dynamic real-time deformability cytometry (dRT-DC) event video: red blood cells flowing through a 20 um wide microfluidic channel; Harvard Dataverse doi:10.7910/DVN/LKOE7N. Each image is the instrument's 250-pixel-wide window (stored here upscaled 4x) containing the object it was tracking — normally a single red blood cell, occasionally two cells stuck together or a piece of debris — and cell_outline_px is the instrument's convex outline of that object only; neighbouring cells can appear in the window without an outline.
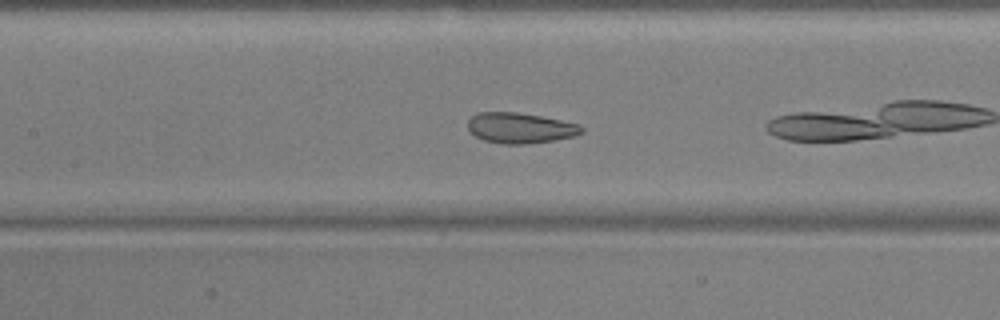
{"species": "common noctule bat (a hibernating species)", "species_latin": "Nyctalus noctula", "temperature_condition": "warm", "stored_images_in_passage": 42, "camera_frame_rate_fps": 3000, "um_per_image_px": 0.085, "animal": {"sex": "male", "body_mass_g": 17.9, "forearm_length_mm": 54.2}, "frame": {"image": 1, "passage_image": 24, "time_ms": 7.667, "image_size_px": [1000, 320], "cell_outline_px": [[584, 132], [576, 136], [552, 140], [524, 144], [504, 144], [484, 140], [468, 132], [468, 120], [476, 112], [516, 112], [540, 116], [580, 124], [584, 128]], "centroid_in_image_um": [44.21, 10.87], "position_along_channel_um": 163.2, "area_um2": 20.29}}